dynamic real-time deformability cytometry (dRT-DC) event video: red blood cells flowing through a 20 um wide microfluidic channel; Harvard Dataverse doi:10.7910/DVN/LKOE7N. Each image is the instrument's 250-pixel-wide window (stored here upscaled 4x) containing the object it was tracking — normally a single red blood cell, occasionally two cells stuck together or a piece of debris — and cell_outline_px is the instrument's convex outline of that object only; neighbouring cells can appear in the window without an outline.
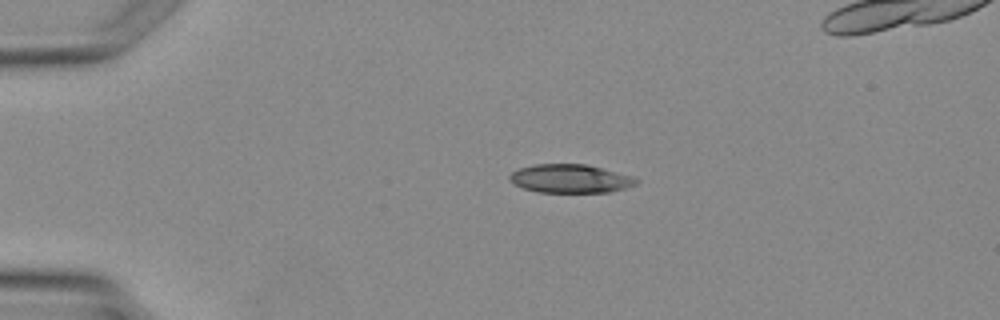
{"species": "Egyptian fruit bat (a non-hibernating species)", "species_latin": "Rousettus aegyptiacus", "temperature_condition": "warm", "stored_images_in_passage": 2, "camera_frame_rate_fps": 3000, "um_per_image_px": 0.085, "animal": {"sex": "female"}, "frame": {"image": 1, "passage_image": 1, "time_ms": 0.0, "image_size_px": [1000, 320], "cell_outline_px": [[640, 180], [636, 184], [628, 188], [608, 192], [536, 192], [512, 184], [508, 180], [508, 176], [512, 172], [520, 168], [536, 164], [584, 164], [632, 176]], "centroid_in_image_um": [48.45, 15.19], "position_along_channel_um": 36.5, "area_um2": 21.04}}